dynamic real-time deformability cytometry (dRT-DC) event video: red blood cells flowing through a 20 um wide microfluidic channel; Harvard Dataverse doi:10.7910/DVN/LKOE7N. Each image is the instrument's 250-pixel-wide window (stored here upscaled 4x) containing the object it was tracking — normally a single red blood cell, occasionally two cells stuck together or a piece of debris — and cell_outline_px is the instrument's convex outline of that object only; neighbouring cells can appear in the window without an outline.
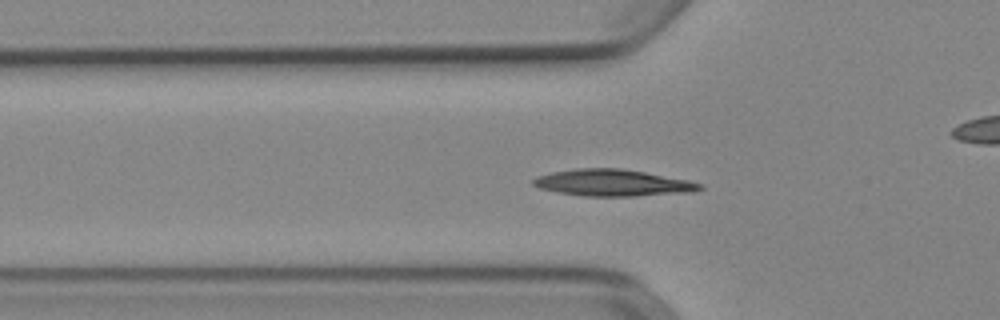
{"species": "Egyptian fruit bat (a non-hibernating species)", "species_latin": "Rousettus aegyptiacus", "temperature_condition": "cold", "stored_images_in_passage": 52, "camera_frame_rate_fps": 3000, "um_per_image_px": 0.085, "animal": {"sex": "female"}, "frame": {"image": 1, "passage_image": 17, "time_ms": 5.333, "image_size_px": [1000, 320], "cell_outline_px": [[704, 188], [692, 192], [636, 196], [584, 196], [556, 192], [540, 188], [532, 184], [532, 180], [536, 176], [552, 172], [576, 168], [620, 168], [644, 172], [688, 180], [700, 184]], "centroid_in_image_um": [52.05, 15.54], "position_along_channel_um": 73.8, "area_um2": 25.84}}
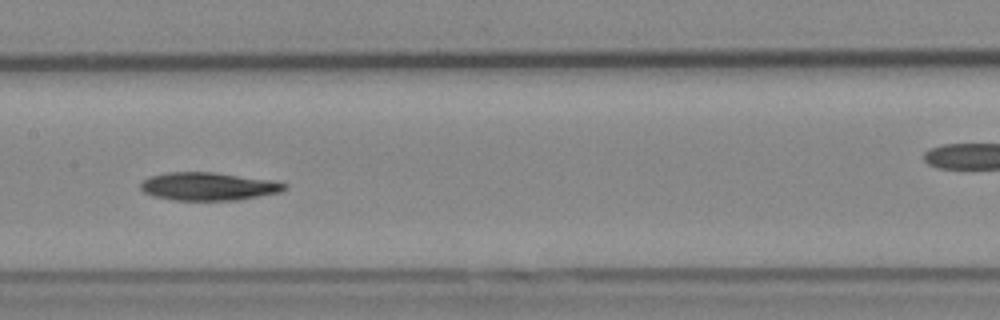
{"frame": {"image": 2, "passage_image": 26, "time_ms": 8.333, "image_size_px": [1000, 320], "cell_outline_px": [[288, 188], [280, 192], [236, 200], [176, 200], [152, 196], [144, 192], [140, 188], [140, 184], [148, 176], [168, 172], [212, 172], [272, 180], [288, 184]], "centroid_in_image_um": [17.7, 15.84], "position_along_channel_um": 189.7, "area_um2": 23.47}}
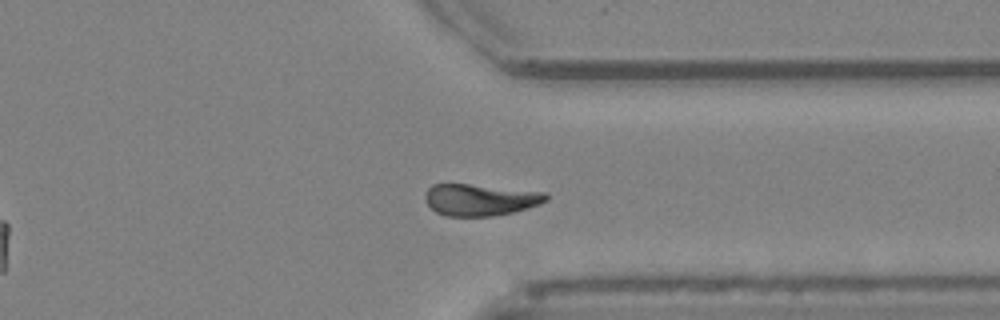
{"frame": {"image": 3, "passage_image": 40, "time_ms": 13.0, "image_size_px": [1000, 320], "cell_outline_px": [[548, 200], [540, 204], [528, 208], [512, 212], [492, 216], [444, 216], [436, 212], [424, 200], [424, 196], [428, 188], [432, 184], [468, 184], [548, 192]], "centroid_in_image_um": [40.82, 16.98], "position_along_channel_um": 370.6, "area_um2": 22.43}}